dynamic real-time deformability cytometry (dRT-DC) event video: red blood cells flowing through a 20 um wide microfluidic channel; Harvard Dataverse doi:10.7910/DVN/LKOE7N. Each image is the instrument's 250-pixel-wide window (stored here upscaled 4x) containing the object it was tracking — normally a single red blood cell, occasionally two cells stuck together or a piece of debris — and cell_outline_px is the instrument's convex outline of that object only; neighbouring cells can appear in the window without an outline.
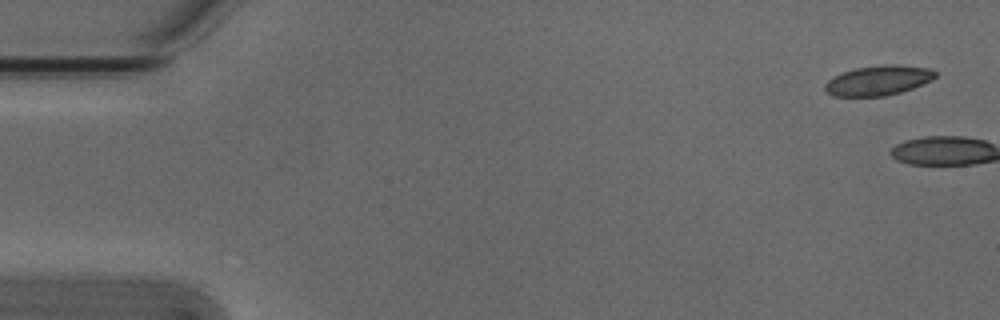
{"species": "Egyptian fruit bat (a non-hibernating species)", "species_latin": "Rousettus aegyptiacus", "temperature_condition": "cold", "stored_images_in_passage": 3, "camera_frame_rate_fps": 3000, "um_per_image_px": 0.085, "animal": {"sex": "male"}, "frame": {"image": 1, "passage_image": 1, "time_ms": 0.0, "image_size_px": [1000, 320], "cell_outline_px": [[936, 76], [932, 80], [912, 88], [900, 92], [884, 96], [832, 96], [824, 88], [824, 84], [828, 80], [844, 72], [856, 68], [880, 64], [892, 64], [928, 68], [936, 72]], "centroid_in_image_um": [74.65, 6.83], "position_along_channel_um": 10.3, "area_um2": 19.02}}